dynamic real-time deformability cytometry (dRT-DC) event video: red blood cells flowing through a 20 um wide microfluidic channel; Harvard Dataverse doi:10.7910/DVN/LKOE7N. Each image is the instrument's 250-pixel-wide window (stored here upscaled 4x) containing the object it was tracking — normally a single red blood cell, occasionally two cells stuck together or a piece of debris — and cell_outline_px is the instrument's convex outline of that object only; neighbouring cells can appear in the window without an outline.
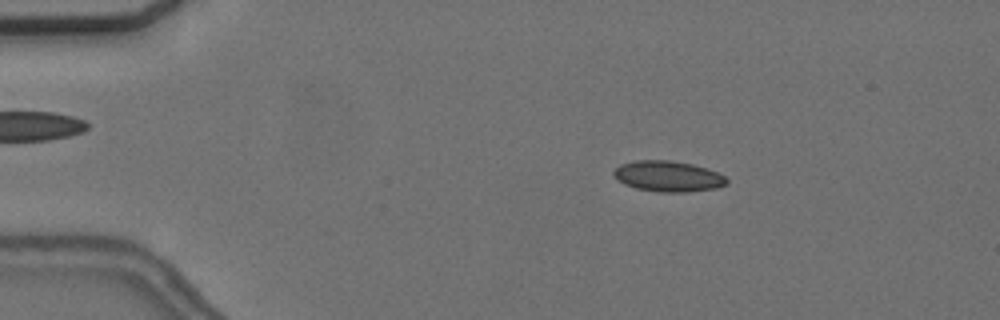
{"species": "common noctule bat (a hibernating species)", "species_latin": "Nyctalus noctula", "temperature_condition": "cold", "stored_images_in_passage": 15, "camera_frame_rate_fps": 3000, "um_per_image_px": 0.085, "animal": {"sex": "female", "body_mass_g": 24.6, "forearm_length_mm": 56.2}, "frame": {"image": 1, "passage_image": 7, "time_ms": 2.0, "image_size_px": [1000, 320], "cell_outline_px": [[728, 184], [716, 188], [688, 192], [660, 192], [636, 188], [624, 184], [612, 176], [612, 172], [620, 164], [636, 160], [668, 160], [692, 164], [716, 172], [724, 176], [728, 180]], "centroid_in_image_um": [56.76, 14.99], "position_along_channel_um": 28.2, "area_um2": 20.23}}